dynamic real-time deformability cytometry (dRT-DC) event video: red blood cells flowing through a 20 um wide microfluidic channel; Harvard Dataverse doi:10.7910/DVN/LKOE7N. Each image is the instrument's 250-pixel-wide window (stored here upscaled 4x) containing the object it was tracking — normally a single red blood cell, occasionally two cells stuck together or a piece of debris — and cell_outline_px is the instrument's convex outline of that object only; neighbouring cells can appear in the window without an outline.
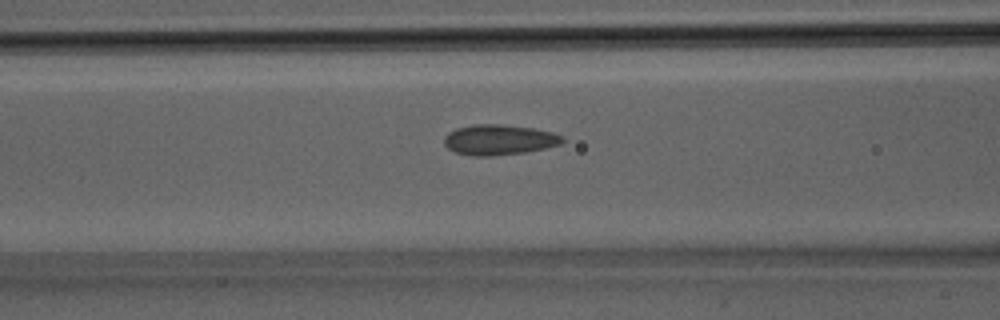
{"species": "Egyptian fruit bat (a non-hibernating species)", "species_latin": "Rousettus aegyptiacus", "temperature_condition": "room temperature", "stored_images_in_passage": 24, "camera_frame_rate_fps": 3000, "um_per_image_px": 0.085, "animal": {"sex": "male"}, "frame": {"image": 1, "passage_image": 7, "time_ms": 2.0, "image_size_px": [1000, 320], "cell_outline_px": [[564, 140], [560, 144], [544, 148], [524, 152], [492, 156], [472, 156], [452, 152], [444, 144], [444, 136], [448, 132], [456, 128], [472, 124], [500, 124], [532, 128], [552, 132], [564, 136]], "centroid_in_image_um": [42.37, 11.88], "position_along_channel_um": 124.2, "area_um2": 21.04}}
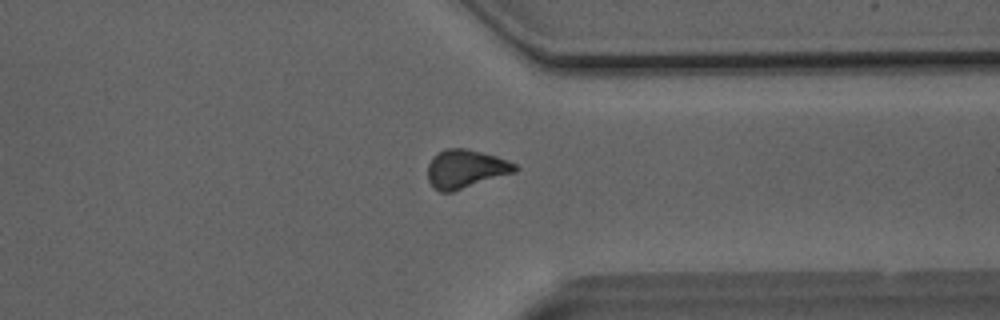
{"frame": {"image": 2, "passage_image": 19, "time_ms": 6.0, "image_size_px": [1000, 320], "cell_outline_px": [[520, 168], [516, 172], [452, 192], [440, 192], [428, 180], [428, 164], [432, 156], [444, 148], [468, 148], [496, 156], [508, 160], [516, 164]], "centroid_in_image_um": [39.59, 14.34], "position_along_channel_um": 371.8, "area_um2": 19.77}}
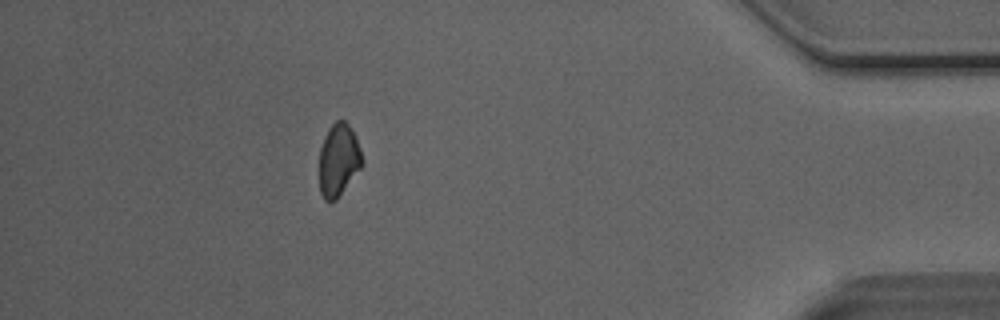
{"frame": {"image": 3, "passage_image": 23, "time_ms": 7.333, "image_size_px": [1000, 320], "cell_outline_px": [[364, 164], [336, 200], [328, 204], [324, 200], [320, 192], [320, 148], [324, 136], [328, 128], [336, 120], [344, 120], [348, 124], [356, 136], [364, 160]], "centroid_in_image_um": [28.79, 13.61], "position_along_channel_um": 406.4, "area_um2": 18.38}}